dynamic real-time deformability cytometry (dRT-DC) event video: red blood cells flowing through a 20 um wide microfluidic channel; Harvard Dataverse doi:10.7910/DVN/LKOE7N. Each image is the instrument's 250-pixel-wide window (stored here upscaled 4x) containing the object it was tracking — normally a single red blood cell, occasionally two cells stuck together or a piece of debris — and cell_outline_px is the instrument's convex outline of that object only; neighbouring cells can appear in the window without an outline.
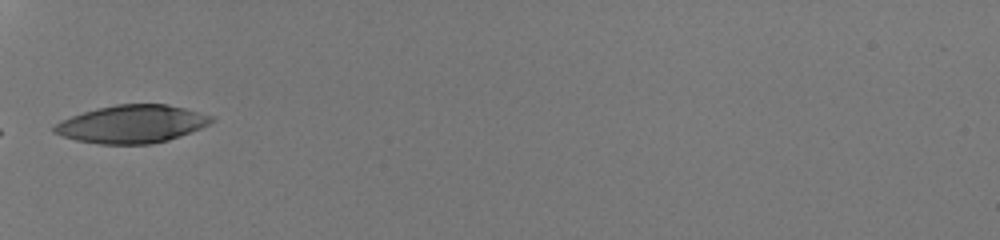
{"species": "human", "species_latin": "Homo sapiens", "temperature_condition": "room temperature", "stored_images_in_passage": 3, "camera_frame_rate_fps": 3000, "um_per_image_px": 0.085, "donor": {"sex": "male"}, "frame": {"image": 1, "passage_image": 1, "time_ms": 0.0, "image_size_px": [1000, 240], "cell_outline_px": [[212, 120], [208, 124], [200, 128], [168, 140], [152, 144], [100, 144], [76, 140], [52, 132], [52, 128], [56, 124], [72, 116], [96, 108], [116, 104], [168, 104], [184, 108], [212, 116]], "centroid_in_image_um": [11.19, 10.54], "position_along_channel_um": 73.8, "area_um2": 34.28}}